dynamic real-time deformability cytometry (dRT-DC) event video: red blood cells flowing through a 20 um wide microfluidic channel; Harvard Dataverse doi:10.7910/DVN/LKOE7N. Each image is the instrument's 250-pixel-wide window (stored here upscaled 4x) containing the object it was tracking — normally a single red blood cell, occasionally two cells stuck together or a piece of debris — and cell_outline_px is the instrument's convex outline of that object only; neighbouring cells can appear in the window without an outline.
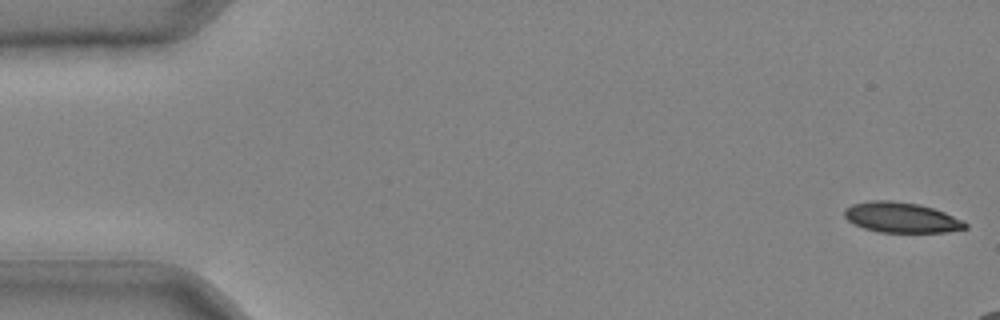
{"species": "common noctule bat (a hibernating species)", "species_latin": "Nyctalus noctula", "temperature_condition": "cold", "stored_images_in_passage": 8, "camera_frame_rate_fps": 3000, "um_per_image_px": 0.085, "animal": {"sex": "male", "body_mass_g": 20.4}, "frame": {"image": 1, "passage_image": 1, "time_ms": 0.0, "image_size_px": [1000, 320], "cell_outline_px": [[968, 228], [944, 232], [880, 232], [864, 228], [848, 220], [844, 216], [844, 208], [852, 204], [872, 200], [892, 200], [920, 204], [944, 212], [964, 220], [968, 224]], "centroid_in_image_um": [76.63, 18.48], "position_along_channel_um": 8.4, "area_um2": 21.39}}